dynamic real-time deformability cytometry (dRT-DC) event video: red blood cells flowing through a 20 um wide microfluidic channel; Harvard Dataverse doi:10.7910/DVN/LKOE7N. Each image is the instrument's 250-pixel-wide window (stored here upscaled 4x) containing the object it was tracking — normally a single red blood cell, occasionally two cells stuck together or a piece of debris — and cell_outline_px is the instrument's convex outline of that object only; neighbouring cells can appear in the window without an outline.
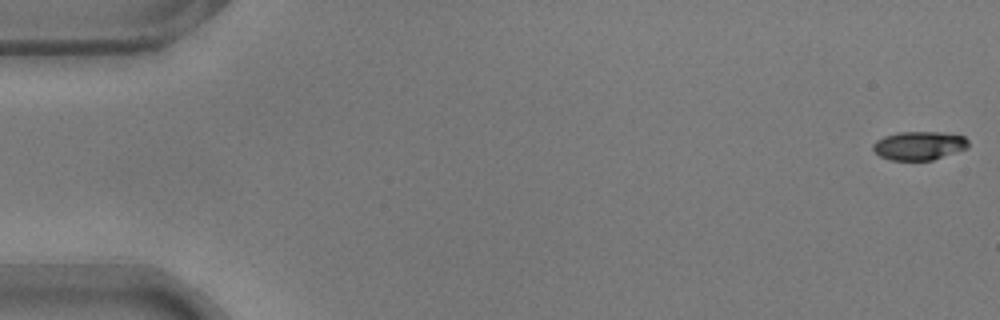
{"species": "common noctule bat (a hibernating species)", "species_latin": "Nyctalus noctula", "temperature_condition": "warm", "stored_images_in_passage": 54, "camera_frame_rate_fps": 3000, "um_per_image_px": 0.085, "animal": {"sex": "male", "body_mass_g": 17.9}, "frame": {"image": 1, "passage_image": 1, "time_ms": 0.0, "image_size_px": [1000, 320], "cell_outline_px": [[968, 148], [932, 160], [888, 160], [880, 156], [872, 148], [872, 144], [876, 140], [884, 136], [900, 132], [944, 132], [964, 136], [968, 140]], "centroid_in_image_um": [78.12, 12.37], "position_along_channel_um": 6.9, "area_um2": 15.95}}
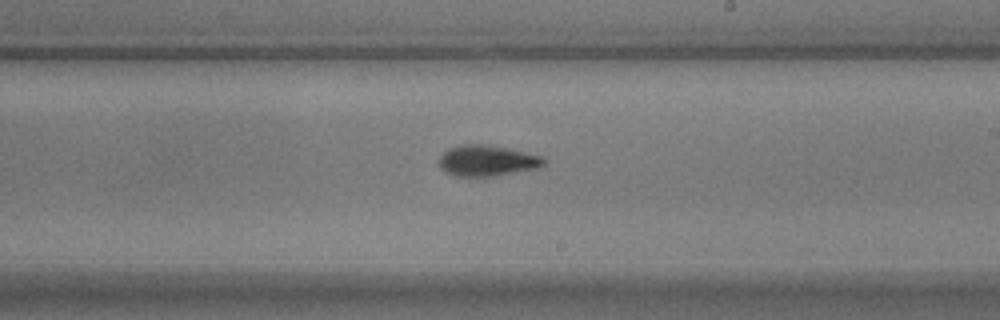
{"frame": {"image": 2, "passage_image": 32, "time_ms": 10.333, "image_size_px": [1000, 320], "cell_outline_px": [[548, 160], [544, 164], [536, 168], [492, 176], [456, 176], [444, 172], [440, 168], [436, 160], [448, 148], [464, 144], [480, 144], [508, 148], [544, 156]], "centroid_in_image_um": [41.37, 13.65], "position_along_channel_um": 247.6, "area_um2": 18.96}}
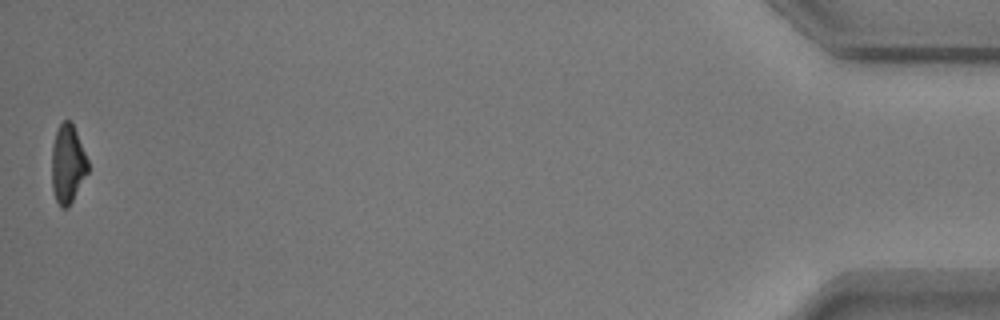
{"frame": {"image": 3, "passage_image": 54, "time_ms": 17.667, "image_size_px": [1000, 320], "cell_outline_px": [[88, 172], [68, 208], [60, 208], [56, 200], [52, 188], [52, 144], [56, 132], [60, 124], [64, 120], [68, 120], [72, 124], [76, 132], [88, 160]], "centroid_in_image_um": [5.74, 13.97], "position_along_channel_um": 429.5, "area_um2": 16.42}, "authors_computed_cell_mechanics": {"area_um2": 17.5712, "velocity_mm_per_s": 3.753, "shape_relaxation_time_tau1_ms": 2.3515, "shape_relaxation_time_tau2_ms": 4.6247, "deformation_change_tau1": 0.1366, "deformation_change_tau2": 0.095}}